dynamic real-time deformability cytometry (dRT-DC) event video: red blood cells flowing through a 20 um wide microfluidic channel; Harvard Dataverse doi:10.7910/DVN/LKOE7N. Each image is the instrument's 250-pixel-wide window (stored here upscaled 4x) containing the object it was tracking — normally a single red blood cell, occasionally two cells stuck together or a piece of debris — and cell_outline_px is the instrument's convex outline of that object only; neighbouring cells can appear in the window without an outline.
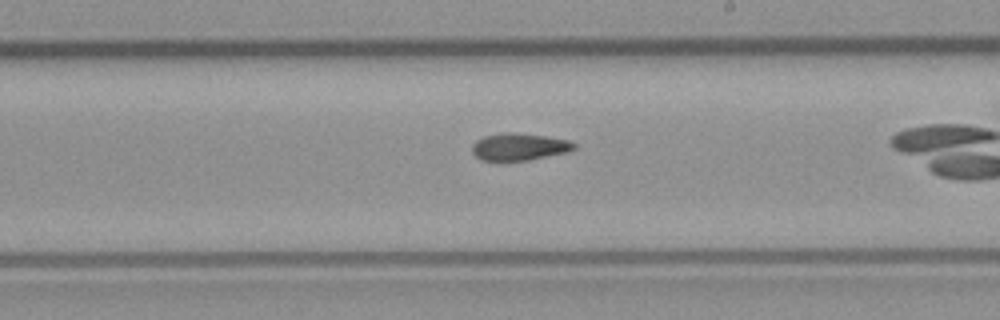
{"species": "common noctule bat (a hibernating species)", "species_latin": "Nyctalus noctula", "temperature_condition": "room temperature", "stored_images_in_passage": 36, "camera_frame_rate_fps": 3000, "um_per_image_px": 0.085, "animal": {"sex": "male", "body_mass_g": 23.1, "forearm_length_mm": 52.7}, "frame": {"image": 1, "passage_image": 26, "time_ms": 8.333, "image_size_px": [1000, 320], "cell_outline_px": [[576, 148], [568, 152], [528, 160], [480, 160], [472, 152], [472, 144], [476, 140], [484, 136], [504, 132], [512, 132], [544, 136], [568, 140], [576, 144]], "centroid_in_image_um": [44.12, 12.47], "position_along_channel_um": 244.9, "area_um2": 16.07}}